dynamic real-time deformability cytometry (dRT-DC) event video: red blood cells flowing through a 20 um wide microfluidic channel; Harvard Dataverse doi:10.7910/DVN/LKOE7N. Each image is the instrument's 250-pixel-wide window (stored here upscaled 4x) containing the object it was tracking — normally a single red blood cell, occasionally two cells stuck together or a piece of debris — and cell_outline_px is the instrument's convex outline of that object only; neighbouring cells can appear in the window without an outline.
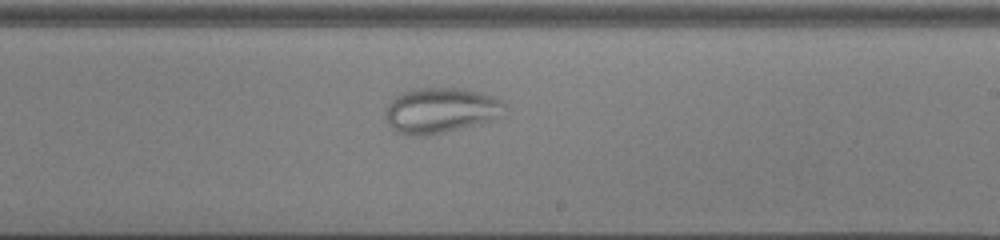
{"species": "common noctule bat (a hibernating species)", "species_latin": "Nyctalus noctula", "temperature_condition": "cold", "stored_images_in_passage": 46, "camera_frame_rate_fps": 3000, "um_per_image_px": 0.085, "animal": {"sex": "male", "body_mass_g": 13.0, "forearm_length_mm": 53.1}, "frame": {"image": 1, "passage_image": 26, "time_ms": 8.333, "image_size_px": [1000, 240], "cell_outline_px": [[508, 104], [504, 116], [424, 136], [404, 136], [396, 132], [388, 124], [384, 116], [384, 108], [388, 100], [400, 92], [416, 88], [464, 88], [480, 92], [504, 100]], "centroid_in_image_um": [37.4, 9.36], "position_along_channel_um": 251.6, "area_um2": 32.02}}
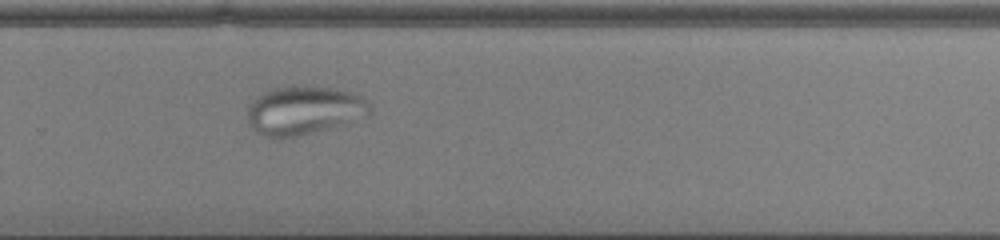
{"frame": {"image": 2, "passage_image": 30, "time_ms": 9.667, "image_size_px": [1000, 240], "cell_outline_px": [[372, 112], [368, 116], [312, 132], [280, 140], [276, 140], [264, 136], [256, 132], [248, 120], [248, 108], [252, 100], [256, 96], [264, 92], [276, 88], [296, 84], [336, 88], [364, 96], [372, 104]], "centroid_in_image_um": [25.86, 9.36], "position_along_channel_um": 303.9, "area_um2": 35.2}}